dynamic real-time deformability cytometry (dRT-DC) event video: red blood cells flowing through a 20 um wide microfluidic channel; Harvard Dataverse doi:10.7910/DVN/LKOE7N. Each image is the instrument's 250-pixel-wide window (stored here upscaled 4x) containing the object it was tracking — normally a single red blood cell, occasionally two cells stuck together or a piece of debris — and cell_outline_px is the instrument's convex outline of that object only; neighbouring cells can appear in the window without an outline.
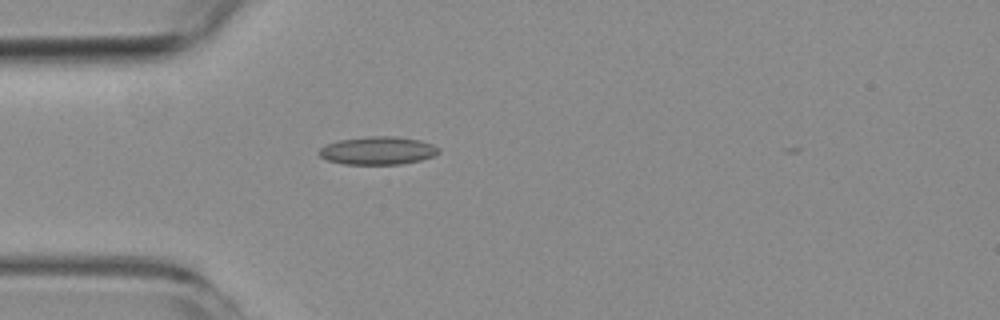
{"species": "common noctule bat (a hibernating species)", "species_latin": "Nyctalus noctula", "temperature_condition": "room temperature", "stored_images_in_passage": 3, "camera_frame_rate_fps": 3000, "um_per_image_px": 0.085, "animal": {"sex": "female", "body_mass_g": 19.3, "forearm_length_mm": 54.1}, "frame": {"image": 1, "passage_image": 3, "time_ms": 3.333, "image_size_px": [1000, 320], "cell_outline_px": [[440, 152], [436, 156], [420, 160], [400, 164], [344, 164], [328, 160], [320, 156], [316, 152], [324, 144], [340, 140], [372, 136], [396, 136], [420, 140], [432, 144], [440, 148]], "centroid_in_image_um": [32.12, 12.8], "position_along_channel_um": 52.9, "area_um2": 19.65}}